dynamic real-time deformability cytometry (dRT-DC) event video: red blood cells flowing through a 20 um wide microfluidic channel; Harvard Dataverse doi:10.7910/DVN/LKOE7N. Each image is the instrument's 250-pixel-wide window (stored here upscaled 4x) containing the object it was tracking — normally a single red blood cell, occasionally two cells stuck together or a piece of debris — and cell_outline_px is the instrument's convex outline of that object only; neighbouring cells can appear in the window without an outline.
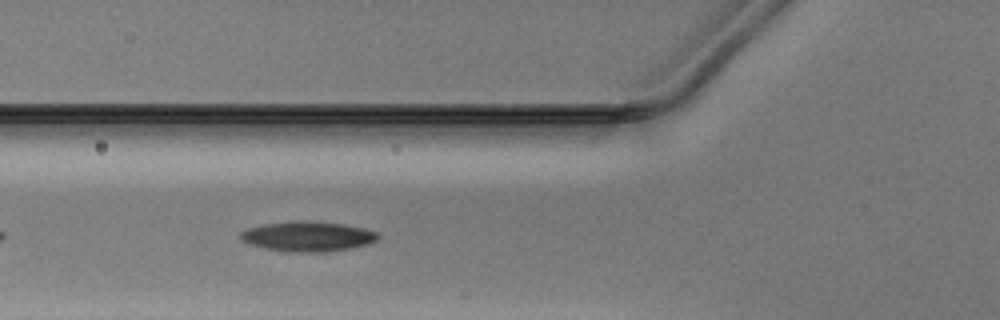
{"species": "Egyptian fruit bat (a non-hibernating species)", "species_latin": "Rousettus aegyptiacus", "temperature_condition": "warm", "stored_images_in_passage": 23, "camera_frame_rate_fps": 3000, "um_per_image_px": 0.085, "animal": {"sex": "male"}, "frame": {"image": 1, "passage_image": 6, "time_ms": 1.667, "image_size_px": [1000, 320], "cell_outline_px": [[380, 236], [376, 240], [368, 244], [352, 248], [324, 252], [292, 252], [268, 248], [248, 244], [240, 240], [240, 232], [248, 228], [264, 224], [296, 220], [304, 220], [344, 224], [364, 228], [376, 232]], "centroid_in_image_um": [26.16, 20.09], "position_along_channel_um": 99.6, "area_um2": 24.04}}
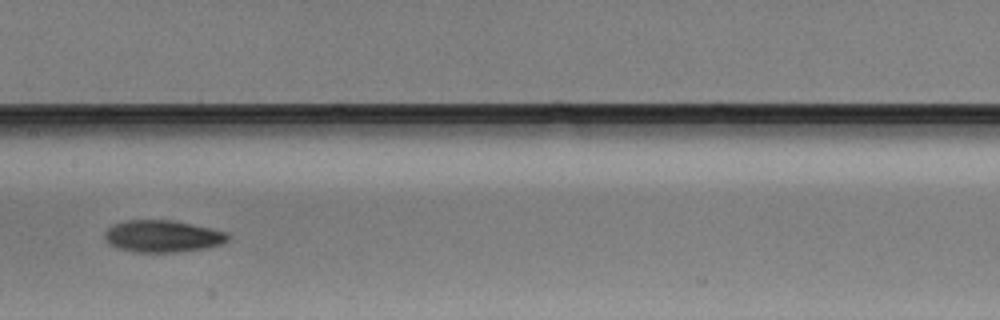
{"frame": {"image": 2, "passage_image": 13, "time_ms": 4.0, "image_size_px": [1000, 320], "cell_outline_px": [[232, 236], [224, 244], [208, 248], [176, 252], [132, 252], [116, 248], [108, 244], [104, 236], [104, 232], [108, 228], [116, 224], [128, 220], [168, 220], [212, 228], [228, 232]], "centroid_in_image_um": [13.86, 20.1], "position_along_channel_um": 193.5, "area_um2": 23.18}}
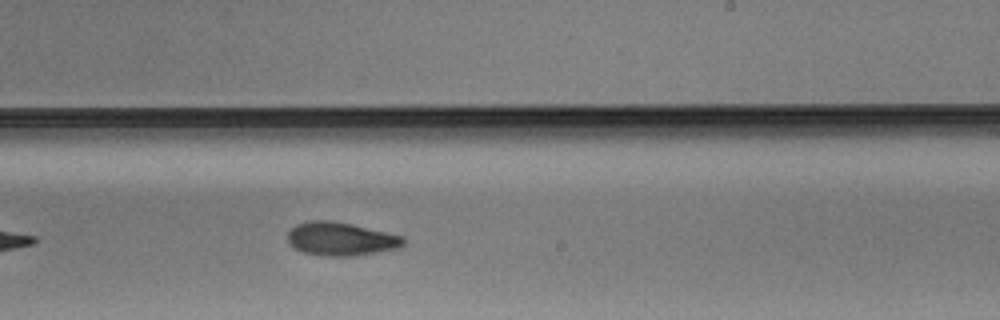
{"frame": {"image": 3, "passage_image": 18, "time_ms": 5.667, "image_size_px": [1000, 320], "cell_outline_px": [[404, 244], [400, 248], [380, 252], [352, 256], [320, 256], [304, 252], [296, 248], [288, 240], [288, 232], [296, 224], [308, 220], [332, 220], [352, 224], [404, 236]], "centroid_in_image_um": [29.0, 20.31], "position_along_channel_um": 260.0, "area_um2": 22.66}}